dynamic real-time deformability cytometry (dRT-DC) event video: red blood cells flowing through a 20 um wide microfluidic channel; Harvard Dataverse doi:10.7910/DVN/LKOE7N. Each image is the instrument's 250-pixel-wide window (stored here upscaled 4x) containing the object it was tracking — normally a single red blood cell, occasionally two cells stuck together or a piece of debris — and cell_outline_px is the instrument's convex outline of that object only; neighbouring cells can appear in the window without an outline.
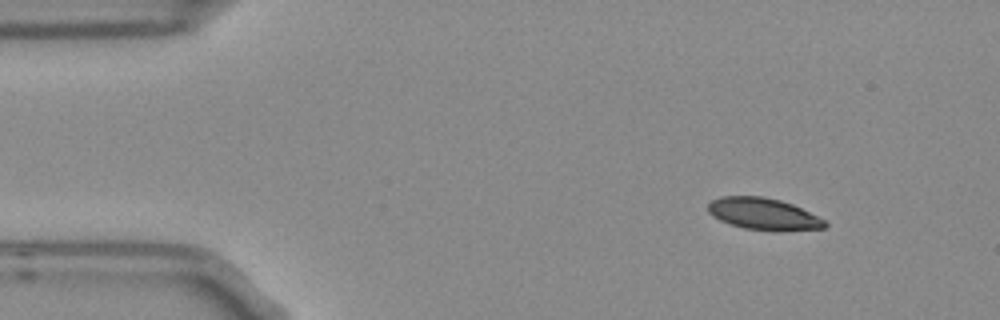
{"species": "Egyptian fruit bat (a non-hibernating species)", "species_latin": "Rousettus aegyptiacus", "temperature_condition": "room temperature", "stored_images_in_passage": 3, "camera_frame_rate_fps": 3000, "um_per_image_px": 0.085, "frame": {"image": 1, "passage_image": 1, "time_ms": 0.0, "image_size_px": [1000, 320], "cell_outline_px": [[828, 224], [824, 228], [772, 232], [744, 228], [720, 220], [712, 216], [708, 212], [708, 204], [712, 200], [720, 196], [760, 196], [780, 200], [792, 204], [824, 220]], "centroid_in_image_um": [64.87, 18.19], "position_along_channel_um": 20.1, "area_um2": 21.62}}